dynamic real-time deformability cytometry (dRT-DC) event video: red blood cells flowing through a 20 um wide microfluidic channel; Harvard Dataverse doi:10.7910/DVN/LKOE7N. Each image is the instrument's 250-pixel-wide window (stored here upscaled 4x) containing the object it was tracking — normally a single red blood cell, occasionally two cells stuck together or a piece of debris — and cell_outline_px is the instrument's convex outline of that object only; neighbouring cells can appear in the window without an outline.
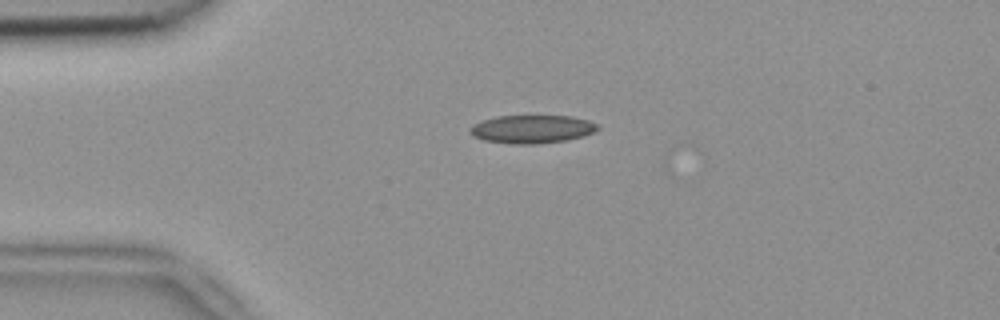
{"species": "common noctule bat (a hibernating species)", "species_latin": "Nyctalus noctula", "temperature_condition": "room temperature", "stored_images_in_passage": 2, "camera_frame_rate_fps": 3000, "um_per_image_px": 0.085, "animal": {"sex": "female", "body_mass_g": 18.4}, "frame": {"image": 1, "passage_image": 1, "time_ms": 0.0, "image_size_px": [1000, 320], "cell_outline_px": [[600, 128], [584, 136], [568, 140], [536, 144], [516, 144], [484, 140], [472, 136], [468, 132], [468, 128], [472, 124], [496, 116], [572, 116], [588, 120], [596, 124]], "centroid_in_image_um": [45.19, 10.97], "position_along_channel_um": 39.8, "area_um2": 21.04}}